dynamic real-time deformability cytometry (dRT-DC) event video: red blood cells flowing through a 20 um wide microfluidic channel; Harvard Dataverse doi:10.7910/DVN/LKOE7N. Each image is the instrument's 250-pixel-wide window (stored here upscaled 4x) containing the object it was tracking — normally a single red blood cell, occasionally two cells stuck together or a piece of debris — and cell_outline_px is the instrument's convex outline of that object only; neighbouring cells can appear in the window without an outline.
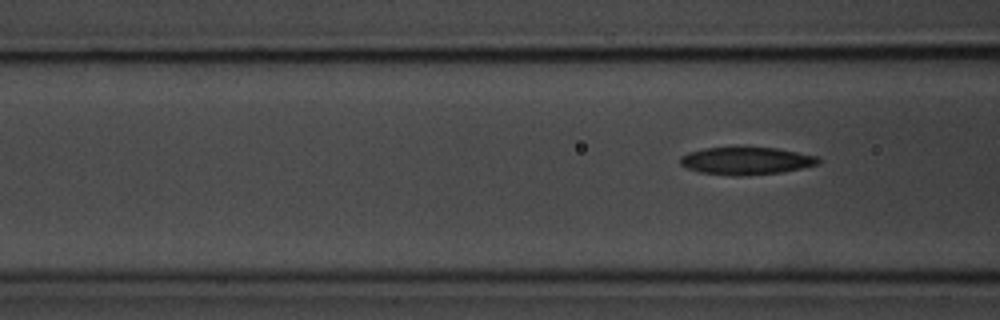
{"species": "common noctule bat (a hibernating species)", "species_latin": "Nyctalus noctula", "temperature_condition": "room temperature", "stored_images_in_passage": 3, "camera_frame_rate_fps": 3000, "um_per_image_px": 0.085, "animal": {"sex": "male", "body_mass_g": 20.1, "forearm_length_mm": 53.5}, "frame": {"image": 1, "passage_image": 3, "time_ms": 3.333, "image_size_px": [1000, 320], "cell_outline_px": [[820, 164], [780, 172], [740, 176], [732, 176], [700, 172], [688, 168], [680, 164], [680, 156], [688, 152], [704, 148], [776, 148], [816, 156], [820, 160]], "centroid_in_image_um": [63.39, 13.68], "position_along_channel_um": 103.2, "area_um2": 21.85}}